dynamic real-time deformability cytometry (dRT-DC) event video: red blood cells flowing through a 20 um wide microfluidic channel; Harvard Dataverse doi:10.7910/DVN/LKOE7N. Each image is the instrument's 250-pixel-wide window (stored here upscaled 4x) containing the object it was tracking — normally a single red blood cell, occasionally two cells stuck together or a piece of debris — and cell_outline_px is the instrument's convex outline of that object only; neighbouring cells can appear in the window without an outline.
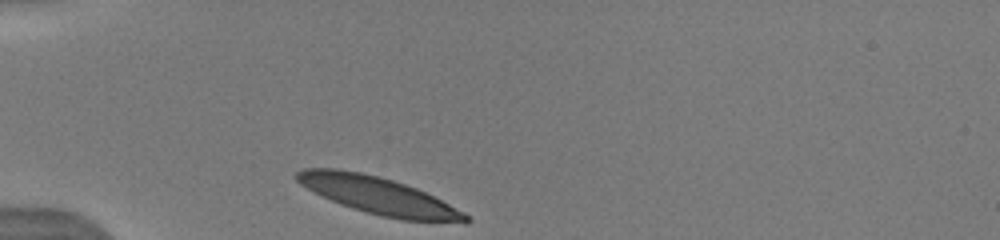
{"species": "human", "species_latin": "Homo sapiens", "temperature_condition": "warm", "stored_images_in_passage": 7, "camera_frame_rate_fps": 3000, "um_per_image_px": 0.085, "donor": {"sex": "male"}, "frame": {"image": 1, "passage_image": 1, "time_ms": 0.0, "image_size_px": [1000, 240], "cell_outline_px": [[472, 220], [468, 224], [400, 220], [380, 216], [352, 208], [320, 196], [300, 184], [296, 180], [296, 172], [304, 168], [336, 168], [360, 172], [392, 180], [416, 188], [464, 212]], "centroid_in_image_um": [32.19, 16.66], "position_along_channel_um": 52.8, "area_um2": 36.7}}